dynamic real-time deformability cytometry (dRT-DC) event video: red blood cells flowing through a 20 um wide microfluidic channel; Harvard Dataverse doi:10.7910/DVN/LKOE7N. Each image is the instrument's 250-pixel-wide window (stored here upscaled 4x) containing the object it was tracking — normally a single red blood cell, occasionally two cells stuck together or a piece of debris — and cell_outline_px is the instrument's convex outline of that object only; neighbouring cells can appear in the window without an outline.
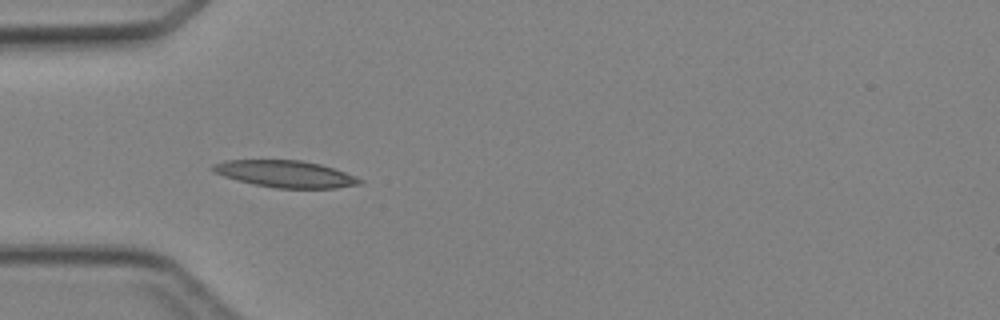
{"species": "Egyptian fruit bat (a non-hibernating species)", "species_latin": "Rousettus aegyptiacus", "temperature_condition": "cold", "stored_images_in_passage": 6, "camera_frame_rate_fps": 3000, "um_per_image_px": 0.085, "animal": {"sex": "female"}, "frame": {"image": 1, "passage_image": 4, "time_ms": 4.333, "image_size_px": [1000, 320], "cell_outline_px": [[364, 184], [336, 188], [276, 188], [252, 184], [236, 180], [212, 172], [208, 168], [212, 164], [224, 160], [300, 160], [320, 164], [344, 172], [364, 180]], "centroid_in_image_um": [24.21, 14.79], "position_along_channel_um": 60.8, "area_um2": 23.18}}
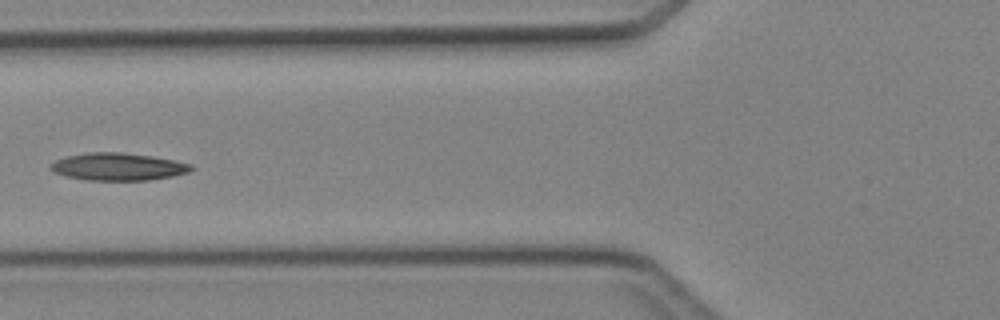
{"frame": {"image": 2, "passage_image": 5, "time_ms": 5.667, "image_size_px": [1000, 320], "cell_outline_px": [[196, 168], [188, 172], [172, 176], [148, 180], [88, 180], [68, 176], [56, 172], [48, 168], [56, 160], [68, 156], [88, 152], [124, 152], [152, 156], [192, 164]], "centroid_in_image_um": [10.08, 14.16], "position_along_channel_um": 115.7, "area_um2": 22.31}}
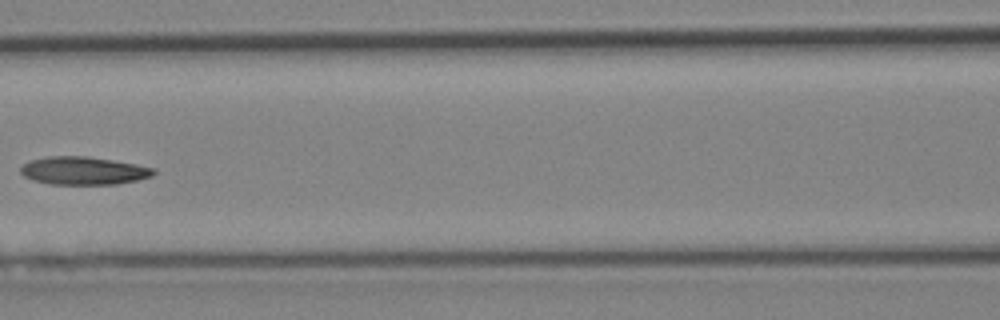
{"frame": {"image": 3, "passage_image": 6, "time_ms": 6.667, "image_size_px": [1000, 320], "cell_outline_px": [[156, 172], [152, 176], [136, 180], [116, 184], [52, 184], [32, 180], [24, 176], [20, 172], [20, 168], [24, 164], [32, 160], [48, 156], [88, 156], [136, 164], [156, 168]], "centroid_in_image_um": [7.11, 14.51], "position_along_channel_um": 159.5, "area_um2": 21.62}}